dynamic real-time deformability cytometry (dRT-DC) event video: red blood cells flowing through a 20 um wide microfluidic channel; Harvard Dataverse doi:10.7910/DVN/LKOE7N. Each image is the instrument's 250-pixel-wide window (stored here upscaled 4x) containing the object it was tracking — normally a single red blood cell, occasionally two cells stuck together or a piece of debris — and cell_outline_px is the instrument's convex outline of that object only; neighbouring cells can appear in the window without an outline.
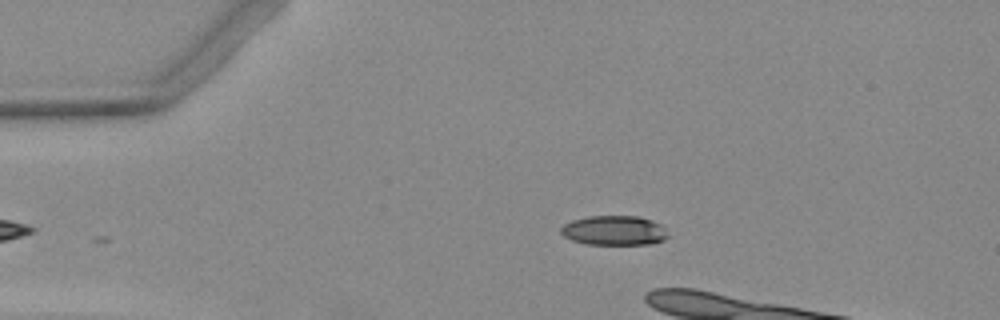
{"species": "Egyptian fruit bat (a non-hibernating species)", "species_latin": "Rousettus aegyptiacus", "temperature_condition": "warm", "stored_images_in_passage": 4, "camera_frame_rate_fps": 3000, "um_per_image_px": 0.085, "animal": {"sex": "female"}, "frame": {"image": 1, "passage_image": 4, "time_ms": 3.667, "image_size_px": [1000, 320], "cell_outline_px": [[668, 236], [664, 240], [652, 244], [588, 244], [572, 240], [564, 236], [560, 232], [560, 228], [564, 224], [572, 220], [588, 216], [636, 216], [652, 220], [660, 224]], "centroid_in_image_um": [52.19, 19.59], "position_along_channel_um": 32.8, "area_um2": 18.38}}